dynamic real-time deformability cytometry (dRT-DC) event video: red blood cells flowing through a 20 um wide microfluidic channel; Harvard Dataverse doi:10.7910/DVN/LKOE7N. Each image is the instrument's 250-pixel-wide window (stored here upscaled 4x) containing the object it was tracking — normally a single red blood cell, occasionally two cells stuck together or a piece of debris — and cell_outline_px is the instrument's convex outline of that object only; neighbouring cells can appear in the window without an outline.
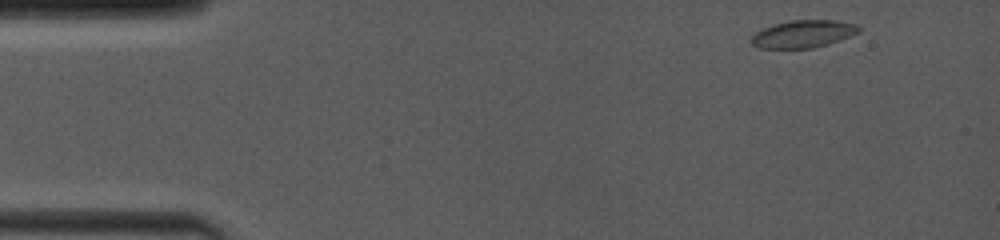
{"species": "common noctule bat (a hibernating species)", "species_latin": "Nyctalus noctula", "temperature_condition": "room temperature", "stored_images_in_passage": 73, "camera_frame_rate_fps": 4000, "um_per_image_px": 0.085, "animal": {"sex": "female", "body_mass_g": 19.0, "forearm_length_mm": 53.3}, "frame": {"image": 1, "passage_image": 1, "time_ms": 0.0, "image_size_px": [1000, 240], "cell_outline_px": [[860, 32], [840, 40], [828, 44], [812, 48], [760, 48], [752, 44], [748, 40], [756, 32], [772, 24], [792, 20], [836, 20], [856, 24], [860, 28]], "centroid_in_image_um": [68.26, 2.88], "position_along_channel_um": 16.7, "area_um2": 17.28}}
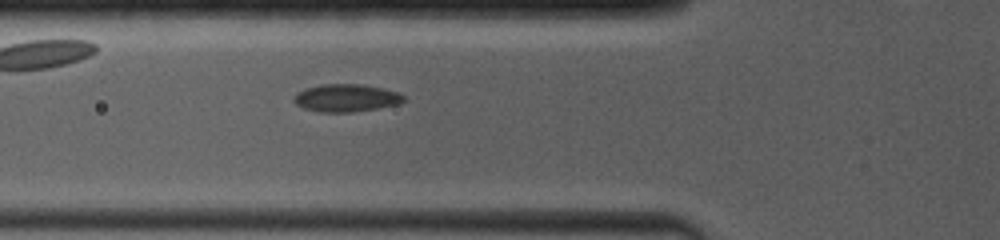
{"frame": {"image": 2, "passage_image": 33, "time_ms": 4.5, "image_size_px": [1000, 240], "cell_outline_px": [[404, 100], [396, 104], [376, 108], [352, 112], [320, 112], [304, 108], [296, 104], [292, 100], [296, 92], [320, 84], [360, 84], [380, 88], [396, 92], [404, 96]], "centroid_in_image_um": [29.35, 8.32], "position_along_channel_um": 96.4, "area_um2": 17.4}}
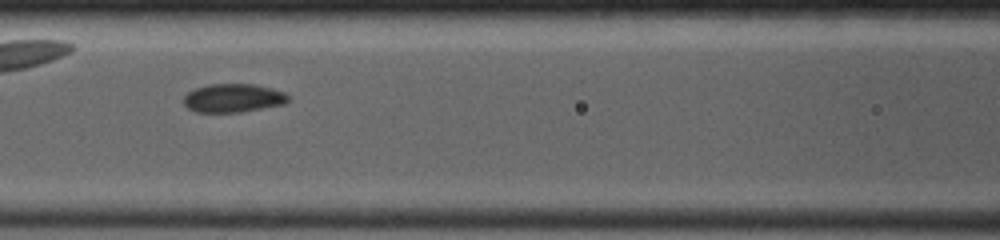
{"frame": {"image": 3, "passage_image": 44, "time_ms": 5.75, "image_size_px": [1000, 240], "cell_outline_px": [[288, 100], [284, 104], [240, 112], [196, 112], [188, 108], [184, 104], [184, 96], [188, 92], [196, 88], [208, 84], [252, 84], [272, 88], [284, 92], [288, 96]], "centroid_in_image_um": [19.8, 8.33], "position_along_channel_um": 146.8, "area_um2": 17.28}}